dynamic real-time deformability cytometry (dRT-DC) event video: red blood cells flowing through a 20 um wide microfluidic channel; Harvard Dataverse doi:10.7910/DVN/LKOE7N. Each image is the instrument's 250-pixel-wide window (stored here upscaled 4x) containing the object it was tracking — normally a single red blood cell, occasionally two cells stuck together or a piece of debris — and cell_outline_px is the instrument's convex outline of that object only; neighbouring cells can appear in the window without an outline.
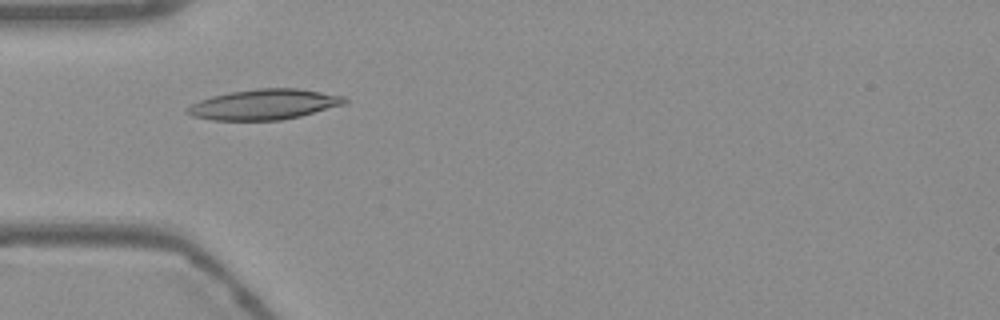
{"species": "Egyptian fruit bat (a non-hibernating species)", "species_latin": "Rousettus aegyptiacus", "temperature_condition": "warm", "stored_images_in_passage": 52, "camera_frame_rate_fps": 3000, "um_per_image_px": 0.085, "frame": {"image": 1, "passage_image": 15, "time_ms": 4.667, "image_size_px": [1000, 320], "cell_outline_px": [[348, 100], [344, 104], [300, 116], [280, 120], [212, 120], [192, 116], [184, 112], [184, 108], [200, 100], [212, 96], [228, 92], [256, 88], [300, 88], [344, 96]], "centroid_in_image_um": [22.42, 8.87], "position_along_channel_um": 62.6, "area_um2": 27.92}}
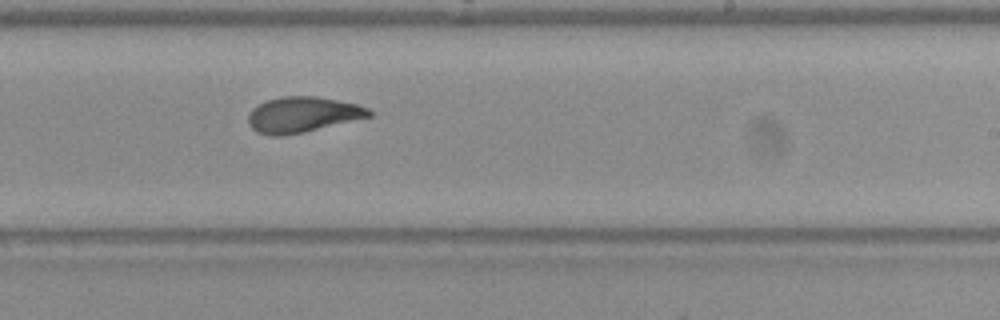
{"frame": {"image": 2, "passage_image": 31, "time_ms": 10.0, "image_size_px": [1000, 320], "cell_outline_px": [[372, 116], [304, 132], [280, 136], [272, 136], [256, 132], [248, 124], [248, 112], [256, 104], [264, 100], [280, 96], [316, 96], [356, 104], [368, 108], [372, 112]], "centroid_in_image_um": [25.65, 9.73], "position_along_channel_um": 263.3, "area_um2": 25.2}}
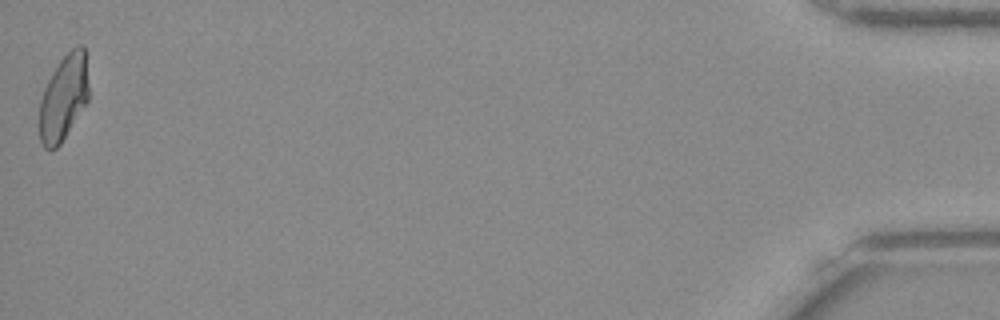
{"frame": {"image": 3, "passage_image": 52, "time_ms": 17.0, "image_size_px": [1000, 320], "cell_outline_px": [[88, 100], [60, 144], [56, 148], [44, 148], [40, 140], [40, 100], [44, 88], [52, 72], [60, 60], [76, 44], [84, 44], [88, 84]], "centroid_in_image_um": [5.41, 8.26], "position_along_channel_um": 429.8, "area_um2": 24.33}, "authors_computed_cell_mechanics": {"area_um2": 25.4898, "velocity_mm_per_s": 3.7737, "shape_relaxation_time_tau1_ms": 10.1926, "shape_relaxation_time_tau2_ms": 1.7523, "deformation_change_tau1": 0.2637, "deformation_change_tau2": 0.0816}}